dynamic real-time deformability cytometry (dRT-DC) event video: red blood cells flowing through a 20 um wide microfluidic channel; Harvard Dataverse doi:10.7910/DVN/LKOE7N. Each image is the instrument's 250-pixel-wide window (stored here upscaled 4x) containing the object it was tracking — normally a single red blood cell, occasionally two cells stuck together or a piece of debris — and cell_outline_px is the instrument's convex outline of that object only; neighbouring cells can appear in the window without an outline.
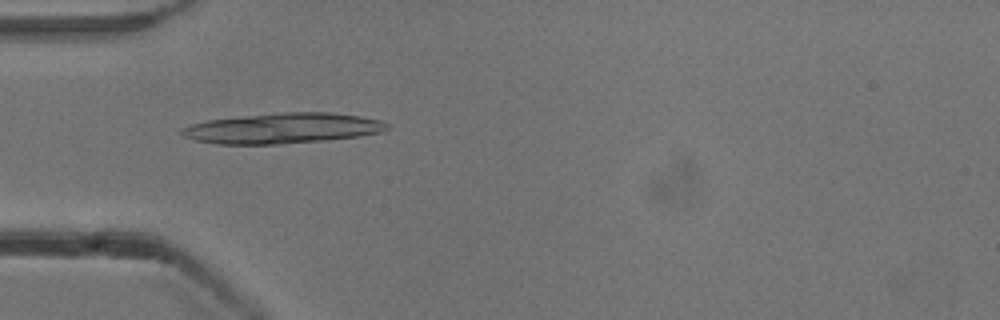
{"species": "common noctule bat (a hibernating species)", "species_latin": "Nyctalus noctula", "temperature_condition": "cold", "stored_images_in_passage": 38, "camera_frame_rate_fps": 3000, "um_per_image_px": 0.085, "animal": {"sex": "male", "body_mass_g": 13.3}, "frame": {"image": 1, "passage_image": 2, "time_ms": 0.333, "image_size_px": [1000, 320], "cell_outline_px": [[388, 128], [384, 132], [360, 136], [328, 140], [280, 144], [216, 144], [196, 140], [184, 136], [180, 132], [180, 128], [192, 124], [208, 120], [244, 116], [284, 112], [332, 112], [360, 116], [380, 120], [388, 124]], "centroid_in_image_um": [24.06, 10.91], "position_along_channel_um": 60.9, "area_um2": 36.41}}
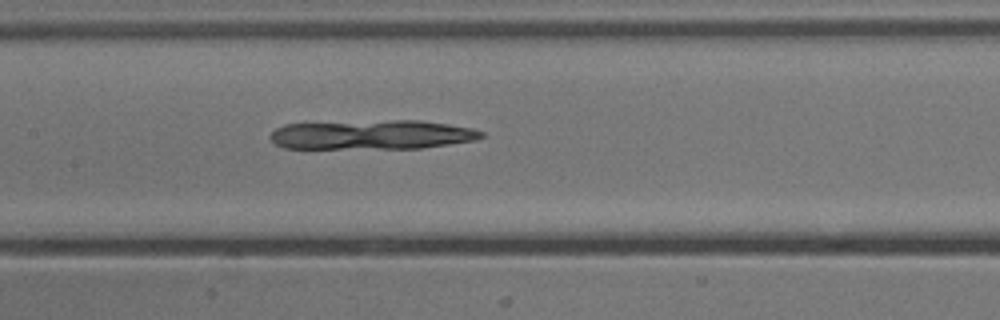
{"frame": {"image": 2, "passage_image": 11, "time_ms": 3.333, "image_size_px": [1000, 320], "cell_outline_px": [[484, 136], [476, 140], [420, 148], [284, 148], [276, 144], [268, 136], [276, 128], [284, 124], [392, 120], [420, 120], [448, 124], [472, 128], [484, 132]], "centroid_in_image_um": [31.63, 11.45], "position_along_channel_um": 175.8, "area_um2": 36.01}}